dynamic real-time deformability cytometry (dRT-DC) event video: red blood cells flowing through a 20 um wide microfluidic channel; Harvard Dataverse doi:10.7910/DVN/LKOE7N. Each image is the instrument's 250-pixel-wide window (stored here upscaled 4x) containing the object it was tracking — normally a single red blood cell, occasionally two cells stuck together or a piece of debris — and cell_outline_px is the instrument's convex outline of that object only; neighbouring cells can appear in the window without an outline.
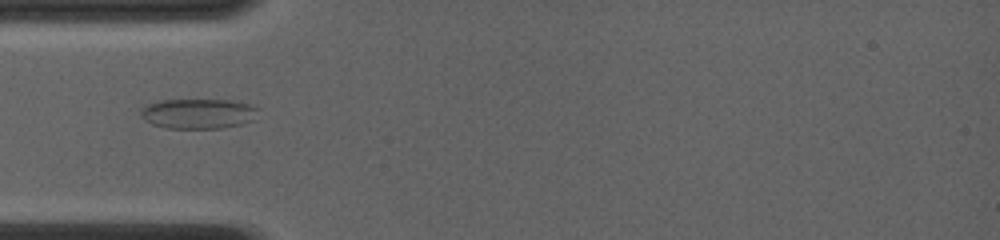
{"species": "common noctule bat (a hibernating species)", "species_latin": "Nyctalus noctula", "temperature_condition": "room temperature", "stored_images_in_passage": 17, "camera_frame_rate_fps": 4000, "um_per_image_px": 0.085, "animal": {"sex": "female", "body_mass_g": 19.0, "forearm_length_mm": 56.7}, "frame": {"image": 1, "passage_image": 1, "time_ms": 0.0, "image_size_px": [1000, 240], "cell_outline_px": [[256, 108], [252, 120], [240, 124], [220, 128], [164, 128], [152, 124], [144, 120], [140, 116], [140, 108], [148, 104], [160, 100], [232, 100], [248, 104]], "centroid_in_image_um": [16.75, 9.66], "position_along_channel_um": 68.3, "area_um2": 20.35}}
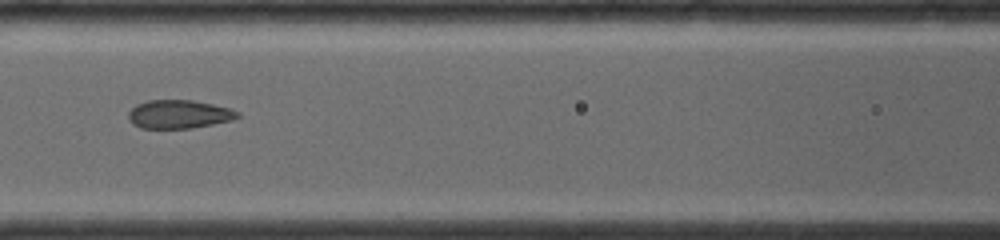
{"frame": {"image": 2, "passage_image": 6, "time_ms": 2.0, "image_size_px": [1000, 240], "cell_outline_px": [[240, 116], [232, 120], [192, 128], [140, 128], [132, 124], [128, 120], [128, 112], [136, 104], [148, 100], [192, 100], [212, 104], [228, 108], [240, 112]], "centroid_in_image_um": [15.18, 9.71], "position_along_channel_um": 151.4, "area_um2": 18.15}}
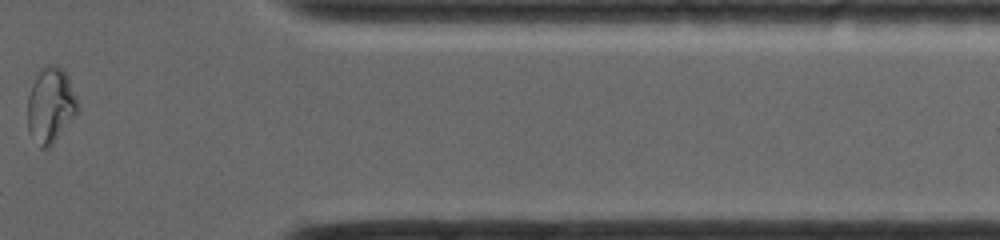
{"frame": {"image": 3, "passage_image": 15, "time_ms": 8.5, "image_size_px": [1000, 240], "cell_outline_px": [[76, 112], [52, 144], [48, 148], [40, 148], [28, 132], [28, 96], [32, 84], [40, 68], [48, 64], [52, 64], [60, 68], [68, 76], [76, 96]], "centroid_in_image_um": [4.25, 8.93], "position_along_channel_um": 407.1, "area_um2": 21.5}}